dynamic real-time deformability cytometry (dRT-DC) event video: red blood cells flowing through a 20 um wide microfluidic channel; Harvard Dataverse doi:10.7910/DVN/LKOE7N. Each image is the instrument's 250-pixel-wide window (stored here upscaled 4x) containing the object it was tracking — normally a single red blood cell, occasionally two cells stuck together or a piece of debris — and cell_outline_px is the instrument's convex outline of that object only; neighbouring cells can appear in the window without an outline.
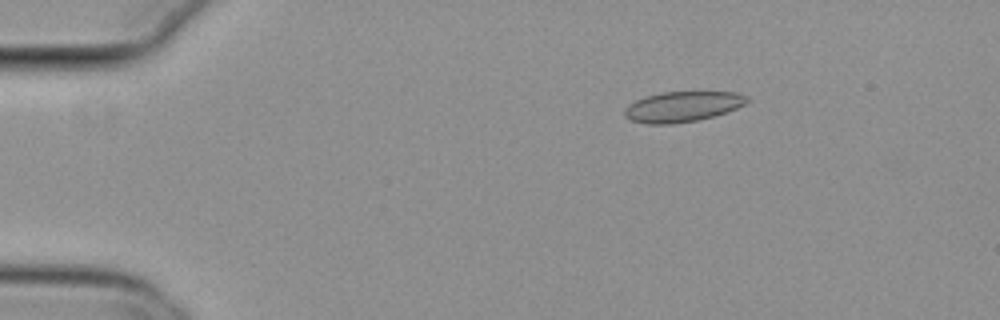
{"species": "common noctule bat (a hibernating species)", "species_latin": "Nyctalus noctula", "temperature_condition": "cold", "stored_images_in_passage": 56, "camera_frame_rate_fps": 3000, "um_per_image_px": 0.085, "animal": {"sex": "female", "body_mass_g": 29.2, "forearm_length_mm": 56.3}, "frame": {"image": 1, "passage_image": 10, "time_ms": 3.0, "image_size_px": [1000, 320], "cell_outline_px": [[752, 100], [736, 108], [712, 116], [696, 120], [672, 124], [648, 124], [632, 120], [624, 116], [624, 108], [628, 104], [636, 100], [660, 92], [736, 92], [748, 96]], "centroid_in_image_um": [58.01, 9.05], "position_along_channel_um": 27.0, "area_um2": 21.56}}
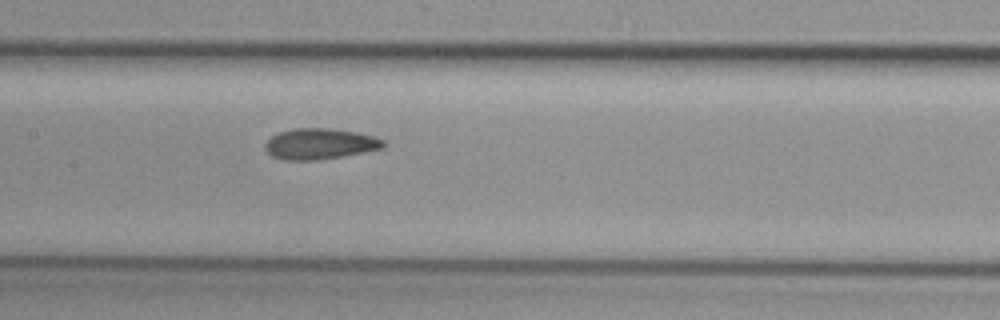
{"frame": {"image": 2, "passage_image": 28, "time_ms": 9.0, "image_size_px": [1000, 320], "cell_outline_px": [[384, 148], [364, 152], [316, 160], [284, 160], [272, 156], [264, 148], [264, 144], [272, 136], [280, 132], [292, 128], [328, 128], [356, 132], [372, 136], [384, 140]], "centroid_in_image_um": [27.16, 12.22], "position_along_channel_um": 180.2, "area_um2": 21.1}}
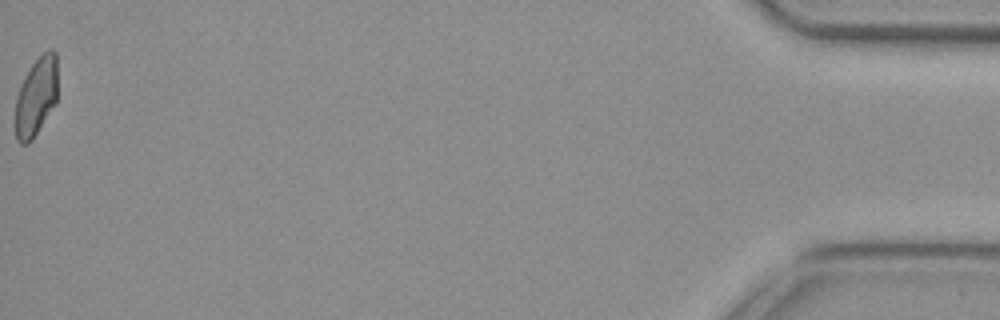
{"frame": {"image": 3, "passage_image": 56, "time_ms": 18.333, "image_size_px": [1000, 320], "cell_outline_px": [[56, 104], [32, 140], [28, 144], [20, 144], [16, 140], [16, 96], [20, 84], [24, 76], [32, 64], [48, 48], [52, 48], [56, 52]], "centroid_in_image_um": [3.07, 8.22], "position_along_channel_um": 432.1, "area_um2": 19.42}, "authors_computed_cell_mechanics": {"area_um2": 21.0392, "velocity_mm_per_s": 3.7803, "shape_relaxation_time_tau1_ms": null, "shape_relaxation_time_tau2_ms": 4.0433, "deformation_change_tau1": null, "deformation_change_tau2": 0.0949}}